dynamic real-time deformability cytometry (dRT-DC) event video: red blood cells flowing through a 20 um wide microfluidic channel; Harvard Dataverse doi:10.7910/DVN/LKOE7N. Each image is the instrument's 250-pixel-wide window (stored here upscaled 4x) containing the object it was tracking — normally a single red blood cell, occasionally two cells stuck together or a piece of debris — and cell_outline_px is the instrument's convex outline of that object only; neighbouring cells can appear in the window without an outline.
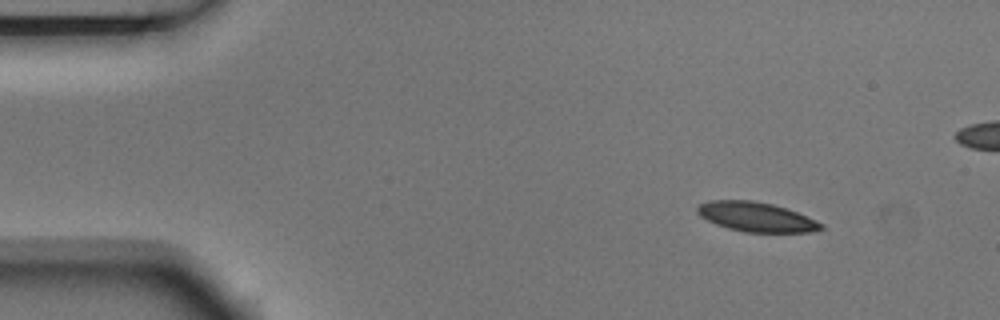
{"species": "Egyptian fruit bat (a non-hibernating species)", "species_latin": "Rousettus aegyptiacus", "temperature_condition": "room temperature", "stored_images_in_passage": 4, "camera_frame_rate_fps": 3000, "um_per_image_px": 0.085, "animal": {"sex": "male"}, "frame": {"image": 1, "passage_image": 1, "time_ms": 0.0, "image_size_px": [1000, 320], "cell_outline_px": [[824, 228], [812, 232], [744, 232], [728, 228], [716, 224], [700, 216], [696, 212], [696, 208], [700, 204], [708, 200], [752, 200], [772, 204], [796, 212], [816, 220], [824, 224]], "centroid_in_image_um": [64.27, 18.44], "position_along_channel_um": 20.7, "area_um2": 21.21}}
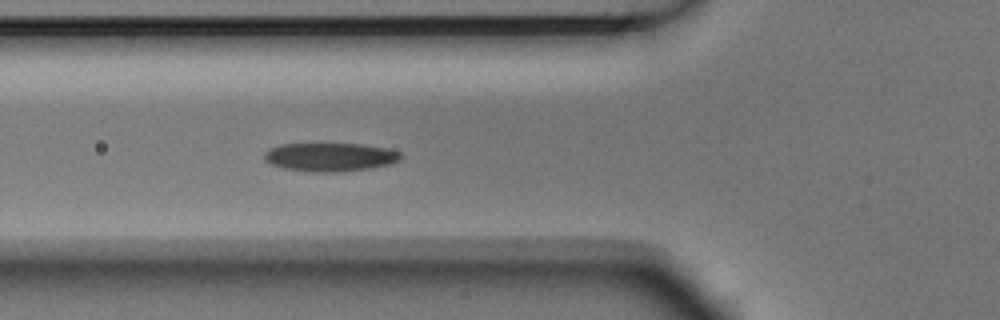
{"frame": {"image": 2, "passage_image": 4, "time_ms": 1.0, "image_size_px": [1000, 320], "cell_outline_px": [[404, 156], [400, 160], [392, 164], [372, 168], [336, 172], [312, 172], [284, 168], [272, 164], [264, 160], [264, 152], [268, 148], [280, 144], [312, 140], [364, 144], [388, 148], [400, 152]], "centroid_in_image_um": [28.04, 13.28], "position_along_channel_um": 97.8, "area_um2": 24.16}}